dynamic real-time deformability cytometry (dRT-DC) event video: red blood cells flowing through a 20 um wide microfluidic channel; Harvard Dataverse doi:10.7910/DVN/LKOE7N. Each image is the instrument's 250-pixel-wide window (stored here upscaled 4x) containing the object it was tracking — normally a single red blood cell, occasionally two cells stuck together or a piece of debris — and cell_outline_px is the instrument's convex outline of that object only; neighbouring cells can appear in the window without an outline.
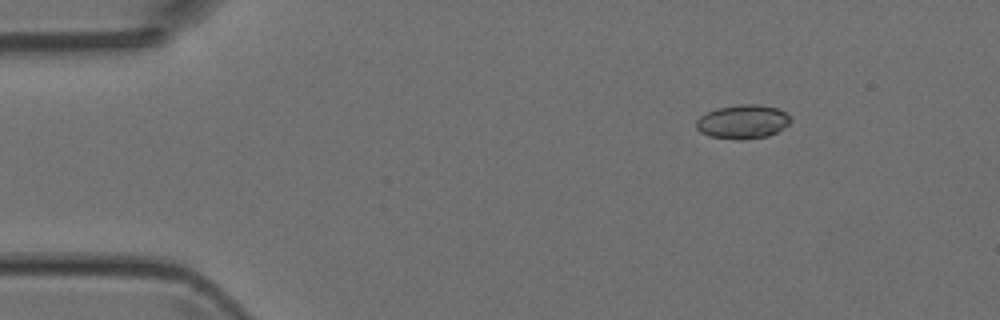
{"species": "Egyptian fruit bat (a non-hibernating species)", "species_latin": "Rousettus aegyptiacus", "temperature_condition": "room temperature", "stored_images_in_passage": 16, "camera_frame_rate_fps": 3000, "um_per_image_px": 0.085, "animal": {"sex": "female"}, "frame": {"image": 1, "passage_image": 1, "time_ms": 0.0, "image_size_px": [1000, 320], "cell_outline_px": [[792, 120], [788, 124], [776, 132], [768, 136], [744, 140], [736, 140], [708, 136], [700, 132], [696, 128], [696, 120], [700, 116], [716, 108], [740, 104], [760, 104], [776, 108], [784, 112]], "centroid_in_image_um": [63.1, 10.35], "position_along_channel_um": 21.9, "area_um2": 18.73}}
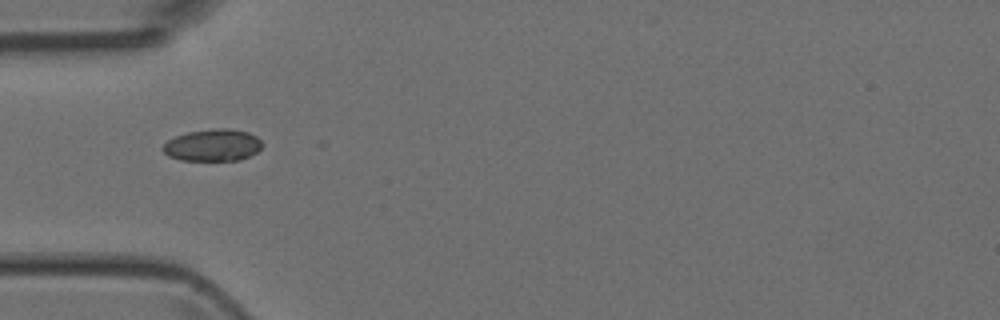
{"frame": {"image": 2, "passage_image": 10, "time_ms": 3.0, "image_size_px": [1000, 320], "cell_outline_px": [[264, 144], [256, 152], [240, 160], [180, 160], [168, 156], [160, 148], [168, 140], [176, 136], [188, 132], [212, 128], [228, 128], [248, 132], [256, 136]], "centroid_in_image_um": [18.07, 12.33], "position_along_channel_um": 66.9, "area_um2": 18.55}}